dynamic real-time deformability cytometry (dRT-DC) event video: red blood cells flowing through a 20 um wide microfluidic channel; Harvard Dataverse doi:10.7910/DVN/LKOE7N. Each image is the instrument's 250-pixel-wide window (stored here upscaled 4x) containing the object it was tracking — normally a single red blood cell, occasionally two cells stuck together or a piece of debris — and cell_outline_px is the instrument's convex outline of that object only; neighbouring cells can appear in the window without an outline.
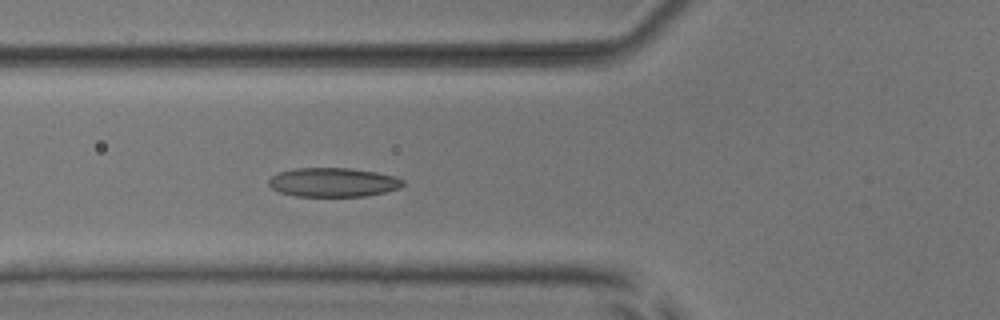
{"species": "common noctule bat (a hibernating species)", "species_latin": "Nyctalus noctula", "temperature_condition": "room temperature", "stored_images_in_passage": 5, "camera_frame_rate_fps": 3000, "um_per_image_px": 0.085, "animal": {"sex": "male", "body_mass_g": 17.9, "forearm_length_mm": 54.2}, "frame": {"image": 1, "passage_image": 5, "time_ms": 4.333, "image_size_px": [1000, 320], "cell_outline_px": [[404, 184], [400, 188], [384, 192], [364, 196], [296, 196], [280, 192], [272, 188], [268, 184], [268, 180], [272, 176], [280, 172], [296, 168], [348, 168], [376, 172], [396, 176], [404, 180]], "centroid_in_image_um": [28.33, 15.49], "position_along_channel_um": 97.5, "area_um2": 22.66}}